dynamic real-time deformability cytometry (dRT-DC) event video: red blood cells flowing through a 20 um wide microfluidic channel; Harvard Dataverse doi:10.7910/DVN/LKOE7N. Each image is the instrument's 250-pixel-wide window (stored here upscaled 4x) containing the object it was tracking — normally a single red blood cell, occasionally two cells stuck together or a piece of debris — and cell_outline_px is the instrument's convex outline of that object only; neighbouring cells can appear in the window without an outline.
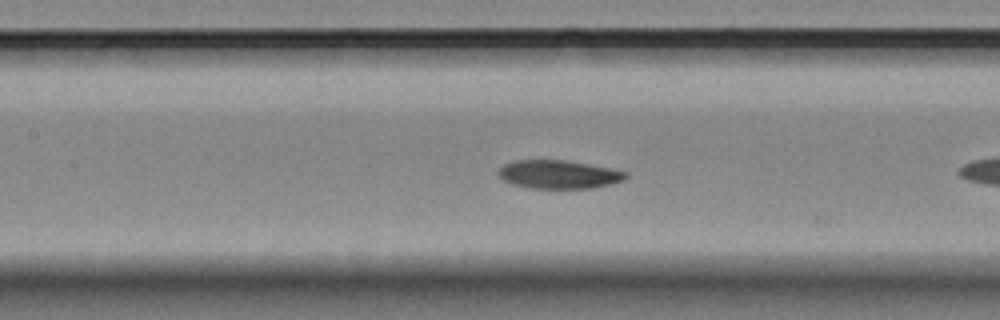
{"species": "Egyptian fruit bat (a non-hibernating species)", "species_latin": "Rousettus aegyptiacus", "temperature_condition": "room temperature", "stored_images_in_passage": 9, "camera_frame_rate_fps": 3000, "um_per_image_px": 0.085, "animal": {"sex": "female"}, "frame": {"image": 1, "passage_image": 7, "time_ms": 2.0, "image_size_px": [1000, 320], "cell_outline_px": [[628, 176], [624, 180], [612, 184], [592, 188], [532, 188], [512, 184], [504, 180], [500, 176], [500, 168], [504, 164], [516, 160], [564, 160], [608, 168], [628, 172]], "centroid_in_image_um": [47.52, 14.83], "position_along_channel_um": 159.9, "area_um2": 20.81}}